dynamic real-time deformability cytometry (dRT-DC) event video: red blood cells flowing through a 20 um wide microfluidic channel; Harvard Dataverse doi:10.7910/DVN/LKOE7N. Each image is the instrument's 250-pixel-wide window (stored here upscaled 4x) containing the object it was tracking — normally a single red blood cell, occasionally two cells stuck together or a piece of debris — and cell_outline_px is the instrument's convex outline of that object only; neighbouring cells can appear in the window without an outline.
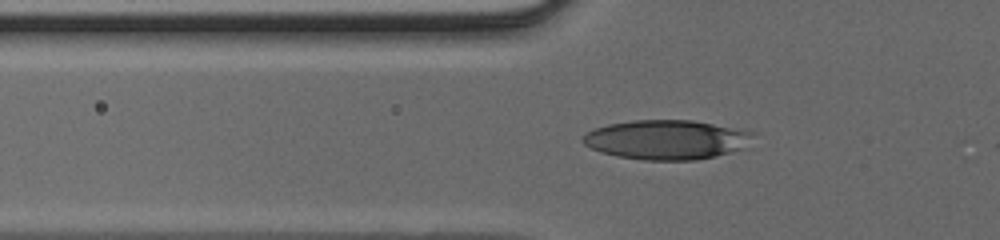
{"species": "human", "species_latin": "Homo sapiens", "temperature_condition": "cold", "stored_images_in_passage": 33, "camera_frame_rate_fps": 3000, "um_per_image_px": 0.085, "donor": {"sex": "male"}, "frame": {"image": 1, "passage_image": 4, "time_ms": 1.0, "image_size_px": [1000, 240], "cell_outline_px": [[756, 132], [748, 148], [696, 160], [644, 160], [616, 156], [600, 152], [584, 144], [580, 140], [592, 128], [608, 124], [632, 120], [692, 120]], "centroid_in_image_um": [56.68, 11.87], "position_along_channel_um": 69.1, "area_um2": 39.42}}
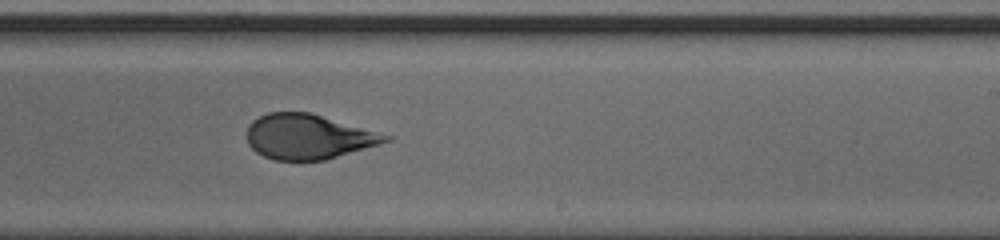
{"frame": {"image": 2, "passage_image": 17, "time_ms": 5.333, "image_size_px": [1000, 240], "cell_outline_px": [[392, 140], [380, 144], [324, 160], [272, 160], [256, 152], [248, 144], [244, 136], [252, 120], [268, 112], [308, 112], [392, 136]], "centroid_in_image_um": [26.15, 11.62], "position_along_channel_um": 262.9, "area_um2": 36.13}}
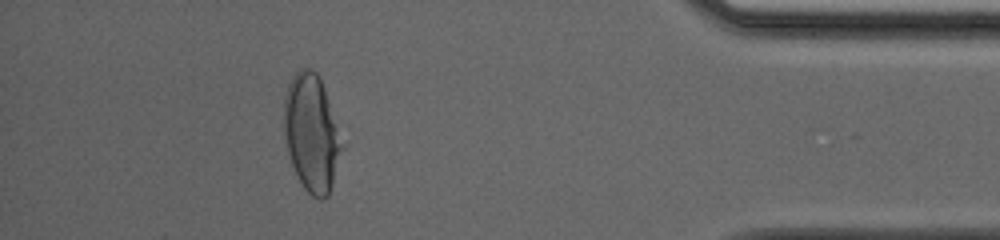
{"frame": {"image": 3, "passage_image": 29, "time_ms": 9.333, "image_size_px": [1000, 240], "cell_outline_px": [[344, 148], [328, 196], [320, 200], [312, 196], [304, 188], [292, 164], [288, 152], [284, 136], [284, 96], [288, 84], [292, 76], [300, 68], [312, 68], [316, 72], [324, 88], [344, 144]], "centroid_in_image_um": [26.49, 11.31], "position_along_channel_um": 408.7, "area_um2": 39.48}}